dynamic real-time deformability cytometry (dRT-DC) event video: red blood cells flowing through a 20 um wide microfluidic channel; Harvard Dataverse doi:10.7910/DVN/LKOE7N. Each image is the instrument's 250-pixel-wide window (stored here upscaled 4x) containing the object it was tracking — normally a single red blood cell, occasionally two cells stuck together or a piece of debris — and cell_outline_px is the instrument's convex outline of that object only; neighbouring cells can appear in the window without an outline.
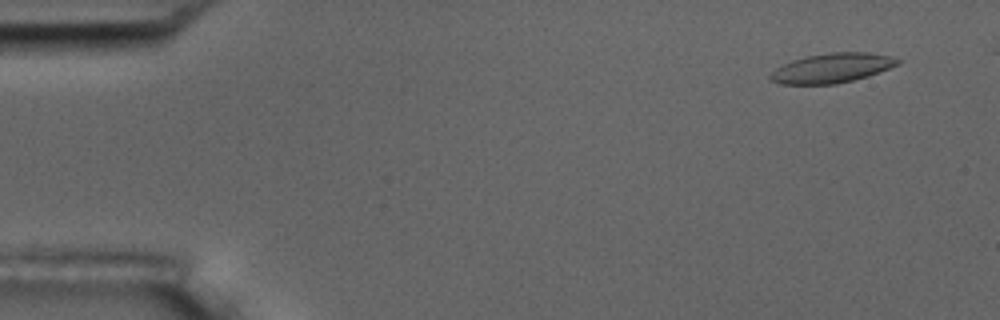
{"species": "common noctule bat (a hibernating species)", "species_latin": "Nyctalus noctula", "temperature_condition": "room temperature", "stored_images_in_passage": 10, "camera_frame_rate_fps": 3000, "um_per_image_px": 0.085, "animal": {"sex": "male", "body_mass_g": 17.5, "forearm_length_mm": 52.3}, "frame": {"image": 1, "passage_image": 1, "time_ms": 0.0, "image_size_px": [1000, 320], "cell_outline_px": [[904, 60], [900, 64], [868, 76], [836, 84], [780, 84], [768, 80], [768, 76], [776, 68], [792, 60], [808, 56], [832, 52], [868, 52], [892, 56]], "centroid_in_image_um": [70.74, 5.78], "position_along_channel_um": 14.3, "area_um2": 22.02}}
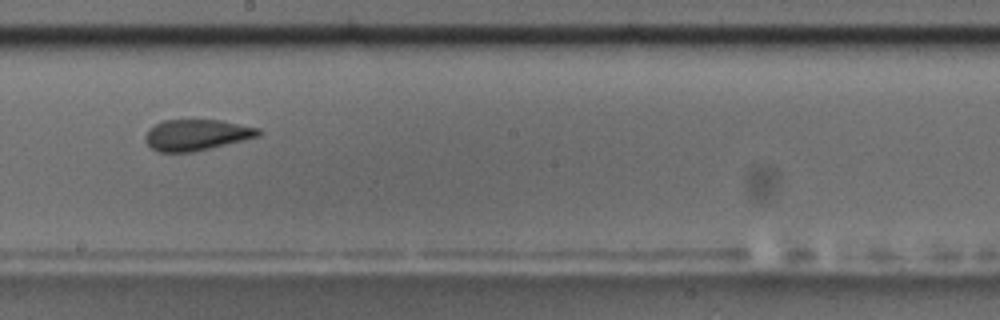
{"frame": {"image": 2, "passage_image": 9, "time_ms": 9.0, "image_size_px": [1000, 320], "cell_outline_px": [[264, 132], [260, 136], [244, 140], [192, 152], [160, 152], [152, 148], [144, 140], [144, 136], [156, 124], [164, 120], [220, 120], [260, 128]], "centroid_in_image_um": [16.75, 11.46], "position_along_channel_um": 231.4, "area_um2": 20.35}}